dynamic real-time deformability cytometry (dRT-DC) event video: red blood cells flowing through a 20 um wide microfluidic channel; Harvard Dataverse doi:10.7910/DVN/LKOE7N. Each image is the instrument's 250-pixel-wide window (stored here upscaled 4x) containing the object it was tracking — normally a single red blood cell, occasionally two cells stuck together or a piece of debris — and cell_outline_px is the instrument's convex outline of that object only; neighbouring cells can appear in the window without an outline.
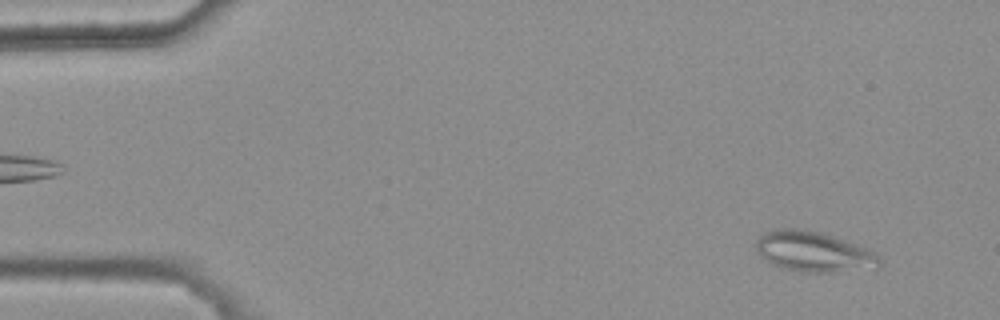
{"species": "common noctule bat (a hibernating species)", "species_latin": "Nyctalus noctula", "temperature_condition": "warm", "stored_images_in_passage": 5, "camera_frame_rate_fps": 3000, "um_per_image_px": 0.085, "animal": {"sex": "female", "body_mass_g": 25.1}, "frame": {"image": 1, "passage_image": 1, "time_ms": 0.0, "image_size_px": [1000, 320], "cell_outline_px": [[880, 268], [836, 272], [800, 272], [780, 268], [764, 260], [756, 252], [756, 240], [764, 232], [772, 228], [796, 228], [820, 232], [868, 248], [876, 252], [880, 260]], "centroid_in_image_um": [69.14, 21.4], "position_along_channel_um": 15.9, "area_um2": 29.48}}